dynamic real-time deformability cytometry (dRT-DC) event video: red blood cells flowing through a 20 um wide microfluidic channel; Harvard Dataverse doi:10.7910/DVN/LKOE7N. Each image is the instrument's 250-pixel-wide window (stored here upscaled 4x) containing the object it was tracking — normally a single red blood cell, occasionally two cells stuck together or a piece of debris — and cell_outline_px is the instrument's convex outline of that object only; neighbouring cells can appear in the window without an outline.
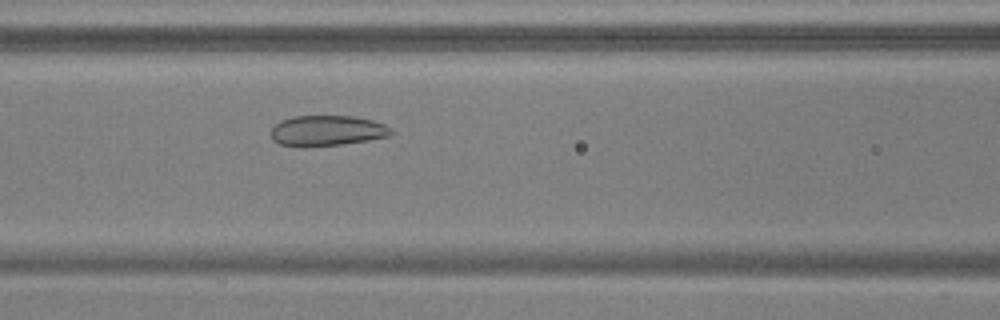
{"species": "common noctule bat (a hibernating species)", "species_latin": "Nyctalus noctula", "temperature_condition": "warm", "stored_images_in_passage": 29, "camera_frame_rate_fps": 3000, "um_per_image_px": 0.085, "animal": {"sex": "male", "body_mass_g": 17.9, "forearm_length_mm": 54.2}, "frame": {"image": 1, "passage_image": 9, "time_ms": 2.667, "image_size_px": [1000, 320], "cell_outline_px": [[392, 132], [388, 136], [368, 140], [340, 144], [280, 144], [272, 140], [272, 128], [280, 120], [292, 116], [352, 116], [372, 120], [384, 124], [392, 128]], "centroid_in_image_um": [27.83, 11.06], "position_along_channel_um": 138.8, "area_um2": 20.58}}
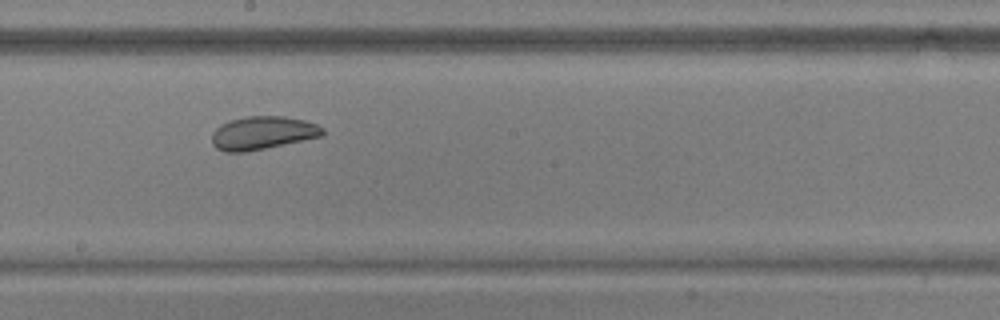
{"frame": {"image": 2, "passage_image": 16, "time_ms": 5.0, "image_size_px": [1000, 320], "cell_outline_px": [[324, 136], [244, 152], [224, 152], [216, 148], [212, 144], [212, 132], [220, 124], [232, 120], [248, 116], [284, 116], [304, 120], [316, 124], [324, 128]], "centroid_in_image_um": [22.32, 11.3], "position_along_channel_um": 225.9, "area_um2": 21.39}}
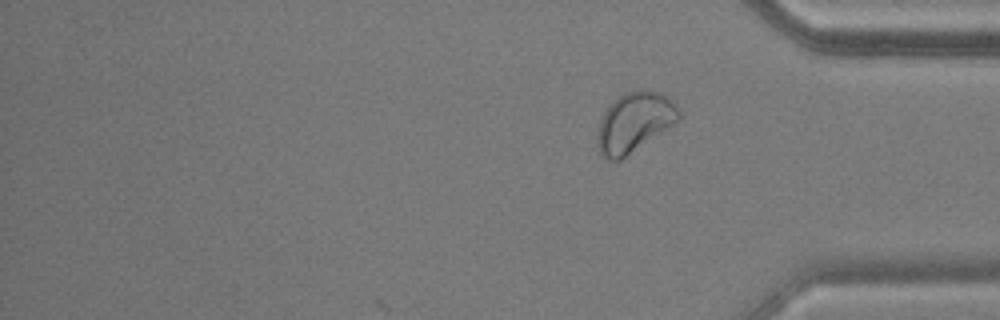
{"frame": {"image": 3, "passage_image": 29, "time_ms": 9.333, "image_size_px": [1000, 320], "cell_outline_px": [[680, 116], [676, 124], [620, 160], [608, 160], [600, 152], [596, 144], [596, 136], [600, 120], [604, 112], [612, 100], [624, 92], [640, 88], [644, 88], [660, 92], [680, 112]], "centroid_in_image_um": [53.89, 10.38], "position_along_channel_um": 381.3, "area_um2": 28.5}, "authors_computed_cell_mechanics": {"area_um2": 21.5016, "velocity_mm_per_s": 3.7442, "shape_relaxation_time_tau1_ms": 5.7131, "shape_relaxation_time_tau2_ms": 2.0371, "deformation_change_tau1": 0.1075, "deformation_change_tau2": 0.0701}}